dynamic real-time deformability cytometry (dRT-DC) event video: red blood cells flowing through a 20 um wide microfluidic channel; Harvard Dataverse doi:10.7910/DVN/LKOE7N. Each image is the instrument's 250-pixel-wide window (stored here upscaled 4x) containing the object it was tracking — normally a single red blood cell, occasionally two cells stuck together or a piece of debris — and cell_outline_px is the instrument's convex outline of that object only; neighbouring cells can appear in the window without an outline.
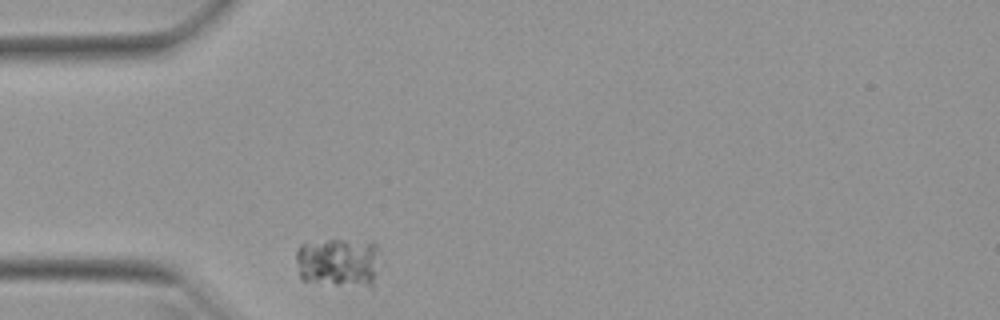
{"species": "Egyptian fruit bat (a non-hibernating species)", "species_latin": "Rousettus aegyptiacus", "temperature_condition": "warm", "stored_images_in_passage": 30, "camera_frame_rate_fps": 3000, "um_per_image_px": 0.085, "animal": {"sex": "female"}, "frame": {"image": 1, "passage_image": 1, "time_ms": 0.0, "image_size_px": [1000, 320], "cell_outline_px": [[380, 248], [372, 292], [304, 280], [300, 276], [296, 260], [296, 252], [300, 244], [328, 240], [344, 240], [376, 244]], "centroid_in_image_um": [28.82, 22.39], "position_along_channel_um": 56.2, "area_um2": 24.97}}
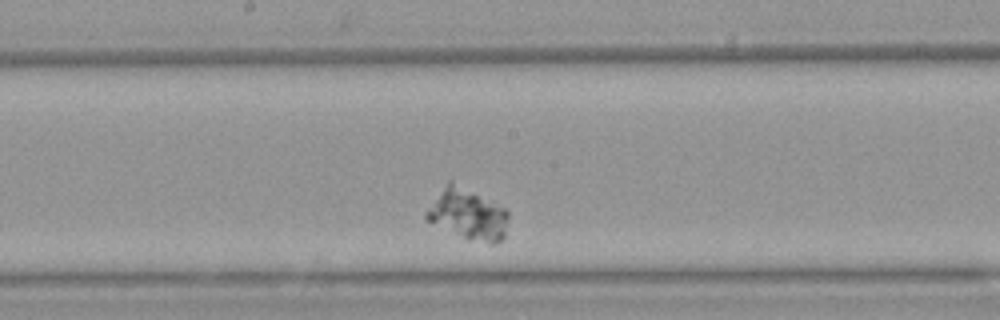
{"frame": {"image": 2, "passage_image": 15, "time_ms": 4.667, "image_size_px": [1000, 320], "cell_outline_px": [[508, 216], [504, 236], [496, 244], [492, 244], [468, 240], [428, 220], [424, 216], [424, 212], [448, 180], [452, 180], [504, 208], [508, 212]], "centroid_in_image_um": [39.75, 18.21], "position_along_channel_um": 208.4, "area_um2": 24.04}}
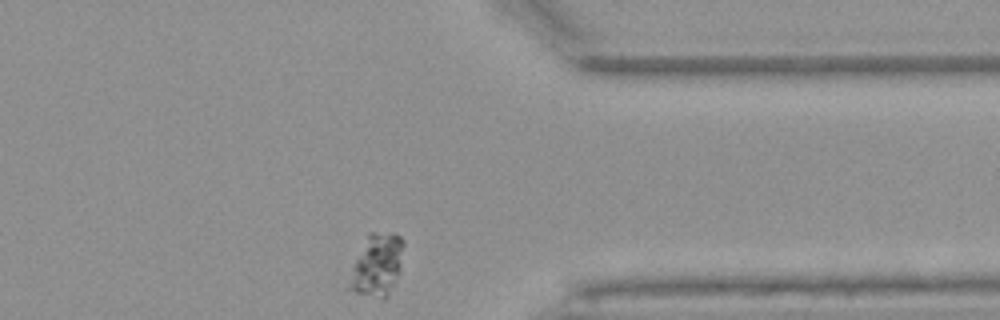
{"frame": {"image": 3, "passage_image": 30, "time_ms": 9.667, "image_size_px": [1000, 320], "cell_outline_px": [[404, 244], [400, 264], [396, 280], [388, 296], [384, 296], [356, 292], [344, 288], [352, 268], [368, 232], [396, 232], [404, 240]], "centroid_in_image_um": [32.03, 22.46], "position_along_channel_um": 379.4, "area_um2": 19.48}}